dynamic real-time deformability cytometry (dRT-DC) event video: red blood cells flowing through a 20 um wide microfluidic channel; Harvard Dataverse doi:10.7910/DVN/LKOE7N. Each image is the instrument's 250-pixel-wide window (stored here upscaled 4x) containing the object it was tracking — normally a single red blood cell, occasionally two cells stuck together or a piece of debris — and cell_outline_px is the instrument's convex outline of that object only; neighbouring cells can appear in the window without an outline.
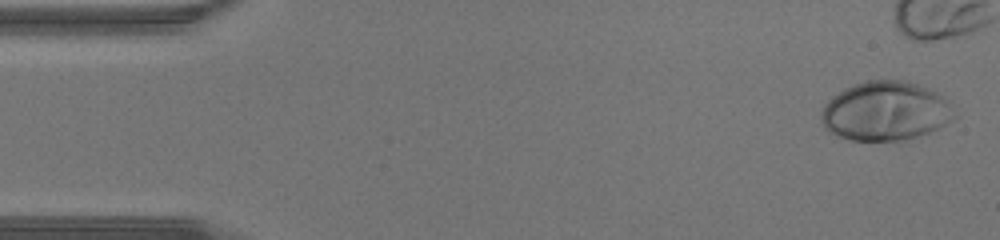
{"species": "human", "species_latin": "Homo sapiens", "temperature_condition": "warm", "stored_images_in_passage": 32, "camera_frame_rate_fps": 3000, "um_per_image_px": 0.085, "donor": {"sex": "male"}, "frame": {"image": 1, "passage_image": 1, "time_ms": 0.0, "image_size_px": [1000, 240], "cell_outline_px": [[960, 116], [928, 132], [916, 136], [900, 140], [852, 140], [828, 132], [820, 116], [820, 112], [824, 104], [832, 96], [844, 88], [868, 80], [908, 80], [920, 84], [940, 92], [948, 100]], "centroid_in_image_um": [75.31, 9.41], "position_along_channel_um": 9.7, "area_um2": 46.24}}
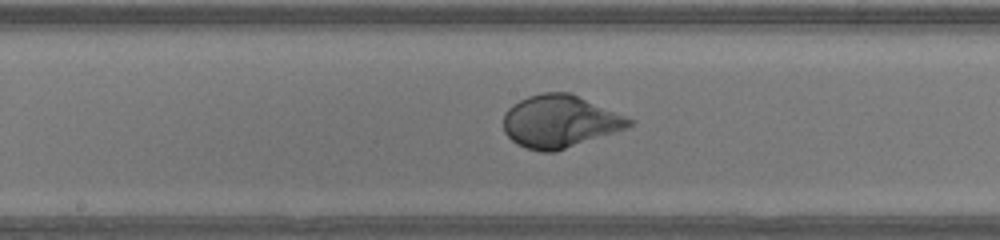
{"frame": {"image": 2, "passage_image": 22, "time_ms": 7.0, "image_size_px": [1000, 240], "cell_outline_px": [[636, 120], [632, 124], [624, 128], [556, 152], [540, 152], [516, 144], [504, 132], [504, 112], [512, 104], [528, 96], [544, 92], [572, 92]], "centroid_in_image_um": [47.57, 10.3], "position_along_channel_um": 200.6, "area_um2": 38.49}}
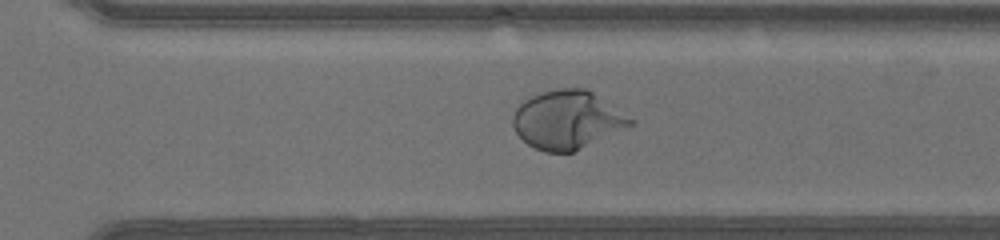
{"frame": {"image": 3, "passage_image": 30, "time_ms": 9.667, "image_size_px": [1000, 240], "cell_outline_px": [[636, 120], [632, 124], [572, 152], [544, 152], [528, 144], [516, 132], [512, 124], [512, 116], [516, 108], [524, 100], [532, 96], [544, 92], [560, 88], [588, 88]], "centroid_in_image_um": [48.21, 10.16], "position_along_channel_um": 322.4, "area_um2": 39.54}}